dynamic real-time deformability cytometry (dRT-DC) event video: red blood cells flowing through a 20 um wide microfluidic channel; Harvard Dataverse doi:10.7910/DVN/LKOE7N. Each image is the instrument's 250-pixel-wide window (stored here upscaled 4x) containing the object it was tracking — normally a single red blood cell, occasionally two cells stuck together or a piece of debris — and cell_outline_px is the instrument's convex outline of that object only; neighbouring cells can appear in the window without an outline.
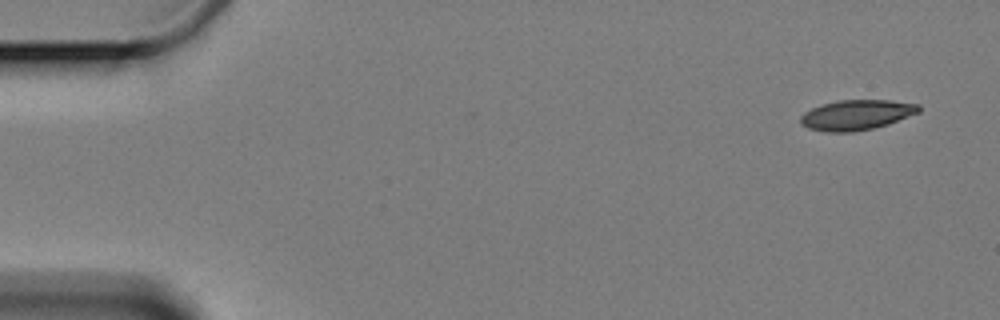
{"species": "Egyptian fruit bat (a non-hibernating species)", "species_latin": "Rousettus aegyptiacus", "temperature_condition": "cold", "stored_images_in_passage": 5, "camera_frame_rate_fps": 3000, "um_per_image_px": 0.085, "animal": {"sex": "female"}, "frame": {"image": 1, "passage_image": 1, "time_ms": 0.0, "image_size_px": [1000, 320], "cell_outline_px": [[920, 112], [888, 124], [872, 128], [852, 132], [828, 132], [808, 128], [800, 124], [800, 116], [804, 112], [812, 108], [836, 100], [892, 100], [920, 104]], "centroid_in_image_um": [72.81, 9.76], "position_along_channel_um": 12.2, "area_um2": 20.81}}
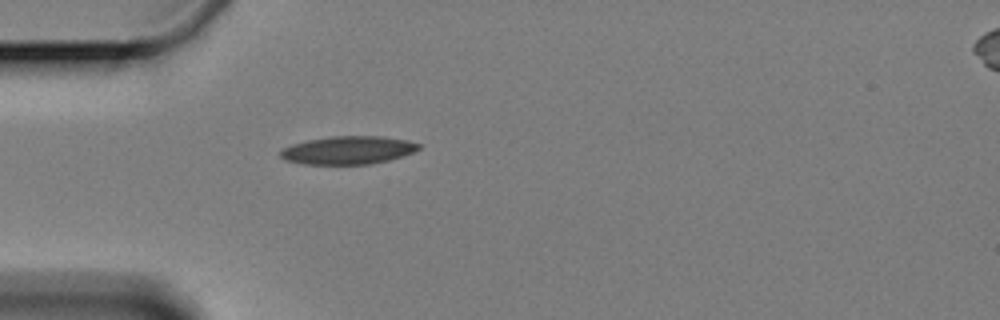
{"frame": {"image": 2, "passage_image": 5, "time_ms": 4.667, "image_size_px": [1000, 320], "cell_outline_px": [[420, 148], [412, 152], [388, 160], [368, 164], [304, 164], [284, 160], [280, 156], [280, 152], [284, 148], [292, 144], [308, 140], [332, 136], [380, 136], [408, 140], [420, 144]], "centroid_in_image_um": [29.57, 12.76], "position_along_channel_um": 55.4, "area_um2": 22.43}}